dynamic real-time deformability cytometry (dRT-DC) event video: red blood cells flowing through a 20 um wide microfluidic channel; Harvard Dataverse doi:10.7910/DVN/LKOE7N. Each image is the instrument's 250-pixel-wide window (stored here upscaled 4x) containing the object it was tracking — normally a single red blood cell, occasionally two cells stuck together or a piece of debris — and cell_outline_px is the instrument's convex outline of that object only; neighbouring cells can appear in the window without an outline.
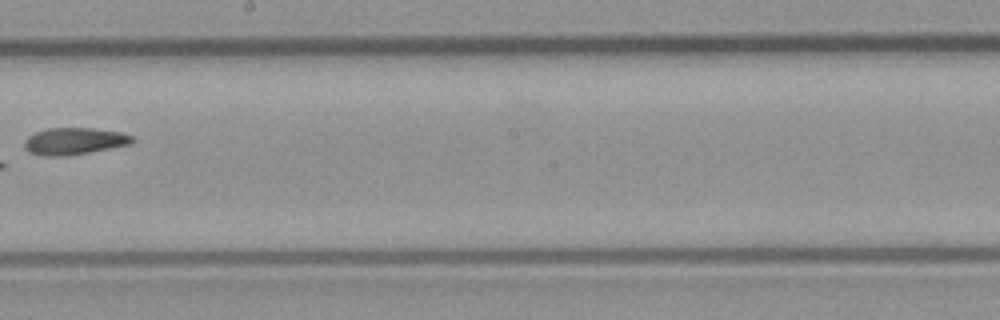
{"species": "common noctule bat (a hibernating species)", "species_latin": "Nyctalus noctula", "temperature_condition": "room temperature", "stored_images_in_passage": 8, "camera_frame_rate_fps": 3000, "um_per_image_px": 0.085, "animal": {"sex": "male", "body_mass_g": 23.1, "forearm_length_mm": 52.7}, "frame": {"image": 1, "passage_image": 8, "time_ms": 9.0, "image_size_px": [1000, 320], "cell_outline_px": [[136, 140], [132, 144], [68, 156], [44, 156], [28, 152], [24, 148], [24, 140], [28, 136], [36, 132], [48, 128], [92, 128], [120, 132], [136, 136]], "centroid_in_image_um": [6.34, 12.0], "position_along_channel_um": 241.9, "area_um2": 17.17}}